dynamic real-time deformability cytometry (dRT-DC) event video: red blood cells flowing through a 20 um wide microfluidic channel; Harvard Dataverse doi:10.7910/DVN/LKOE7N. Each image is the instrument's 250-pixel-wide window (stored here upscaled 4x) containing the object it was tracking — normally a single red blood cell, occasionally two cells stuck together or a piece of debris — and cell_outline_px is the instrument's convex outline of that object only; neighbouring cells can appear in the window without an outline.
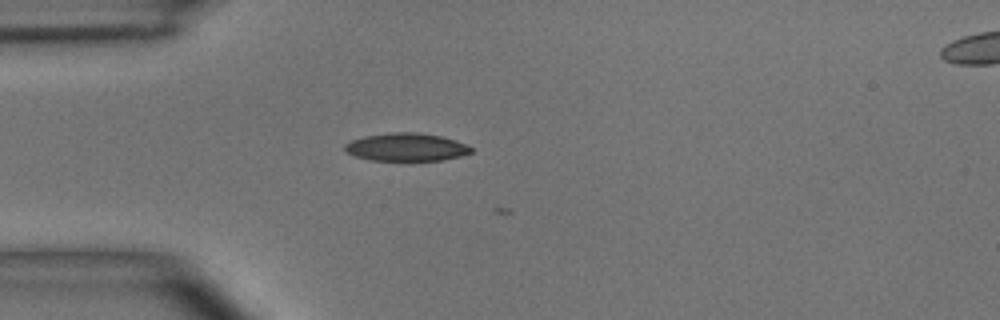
{"species": "common noctule bat (a hibernating species)", "species_latin": "Nyctalus noctula", "temperature_condition": "room temperature", "stored_images_in_passage": 4, "camera_frame_rate_fps": 3000, "um_per_image_px": 0.085, "animal": {"sex": "male", "body_mass_g": 15.6}, "frame": {"image": 1, "passage_image": 3, "time_ms": 2.333, "image_size_px": [1000, 320], "cell_outline_px": [[472, 152], [460, 156], [444, 160], [372, 160], [356, 156], [348, 152], [344, 148], [344, 144], [352, 140], [364, 136], [392, 132], [416, 132], [440, 136], [456, 140], [472, 148]], "centroid_in_image_um": [34.54, 12.5], "position_along_channel_um": 50.5, "area_um2": 20.35}}